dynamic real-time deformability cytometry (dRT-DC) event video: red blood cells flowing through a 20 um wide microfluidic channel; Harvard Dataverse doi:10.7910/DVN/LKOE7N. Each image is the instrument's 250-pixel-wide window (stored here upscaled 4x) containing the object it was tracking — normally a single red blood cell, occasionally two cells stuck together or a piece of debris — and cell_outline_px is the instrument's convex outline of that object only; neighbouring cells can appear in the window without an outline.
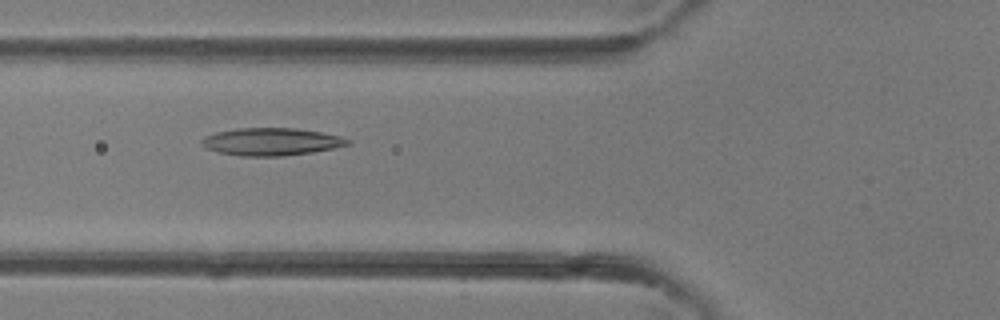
{"species": "common noctule bat (a hibernating species)", "species_latin": "Nyctalus noctula", "temperature_condition": "room temperature", "stored_images_in_passage": 40, "camera_frame_rate_fps": 3000, "um_per_image_px": 0.085, "animal": {"sex": "female"}, "frame": {"image": 1, "passage_image": 15, "time_ms": 4.667, "image_size_px": [1000, 320], "cell_outline_px": [[352, 144], [312, 152], [284, 156], [240, 156], [216, 152], [200, 144], [200, 140], [204, 136], [216, 132], [236, 128], [296, 128], [320, 132], [340, 136], [352, 140]], "centroid_in_image_um": [23.04, 12.04], "position_along_channel_um": 102.8, "area_um2": 23.58}}
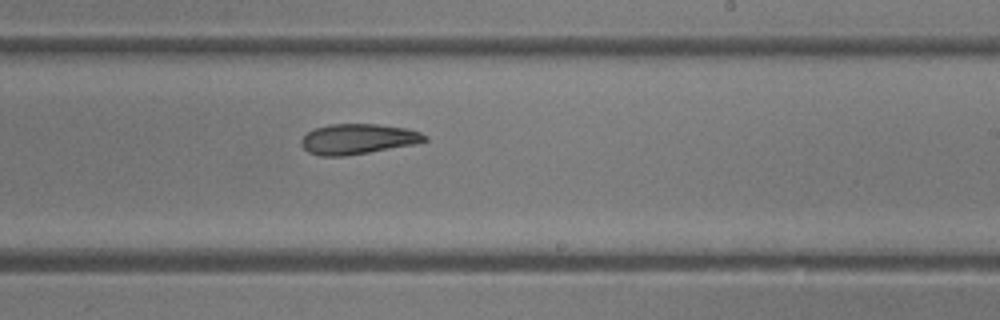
{"frame": {"image": 2, "passage_image": 24, "time_ms": 7.667, "image_size_px": [1000, 320], "cell_outline_px": [[428, 140], [416, 144], [344, 156], [320, 156], [308, 152], [300, 144], [300, 140], [308, 132], [316, 128], [332, 124], [376, 124], [408, 128], [420, 132], [428, 136]], "centroid_in_image_um": [30.44, 11.81], "position_along_channel_um": 258.6, "area_um2": 21.79}}
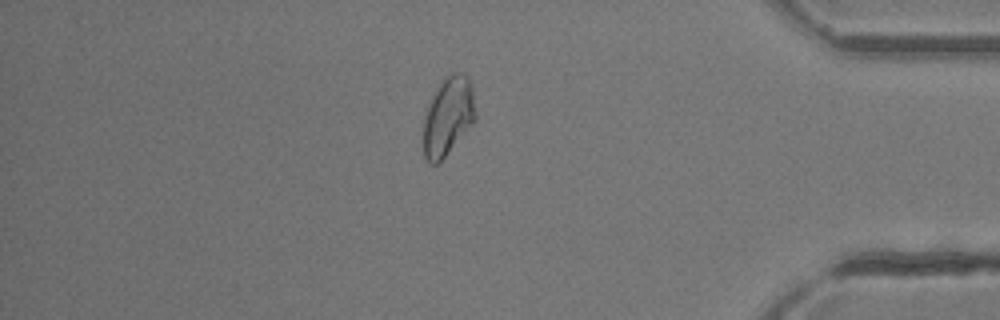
{"frame": {"image": 3, "passage_image": 34, "time_ms": 11.0, "image_size_px": [1000, 320], "cell_outline_px": [[476, 120], [444, 156], [436, 164], [432, 164], [424, 156], [424, 116], [444, 76], [448, 72], [464, 72], [468, 76], [472, 84], [476, 112]], "centroid_in_image_um": [38.13, 9.82], "position_along_channel_um": 397.1, "area_um2": 23.52}}